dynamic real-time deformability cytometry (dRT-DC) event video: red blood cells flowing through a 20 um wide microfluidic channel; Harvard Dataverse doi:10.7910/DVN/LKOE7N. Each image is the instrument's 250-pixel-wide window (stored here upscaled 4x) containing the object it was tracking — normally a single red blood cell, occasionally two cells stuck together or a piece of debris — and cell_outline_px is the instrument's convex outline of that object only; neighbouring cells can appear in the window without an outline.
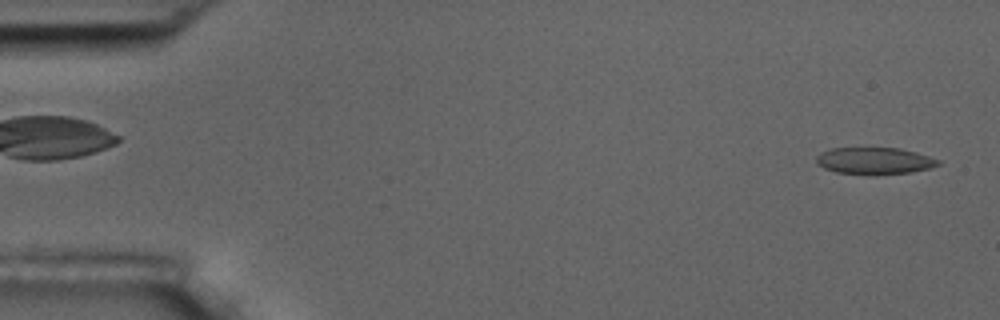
{"species": "common noctule bat (a hibernating species)", "species_latin": "Nyctalus noctula", "temperature_condition": "room temperature", "stored_images_in_passage": 5, "camera_frame_rate_fps": 3000, "um_per_image_px": 0.085, "animal": {"sex": "male", "body_mass_g": 17.5, "forearm_length_mm": 52.3}, "frame": {"image": 1, "passage_image": 5, "time_ms": 4.667, "image_size_px": [1000, 320], "cell_outline_px": [[940, 164], [932, 168], [912, 172], [836, 172], [824, 168], [816, 164], [816, 156], [820, 152], [832, 148], [900, 148], [916, 152], [940, 160]], "centroid_in_image_um": [74.33, 13.62], "position_along_channel_um": 10.7, "area_um2": 18.38}}